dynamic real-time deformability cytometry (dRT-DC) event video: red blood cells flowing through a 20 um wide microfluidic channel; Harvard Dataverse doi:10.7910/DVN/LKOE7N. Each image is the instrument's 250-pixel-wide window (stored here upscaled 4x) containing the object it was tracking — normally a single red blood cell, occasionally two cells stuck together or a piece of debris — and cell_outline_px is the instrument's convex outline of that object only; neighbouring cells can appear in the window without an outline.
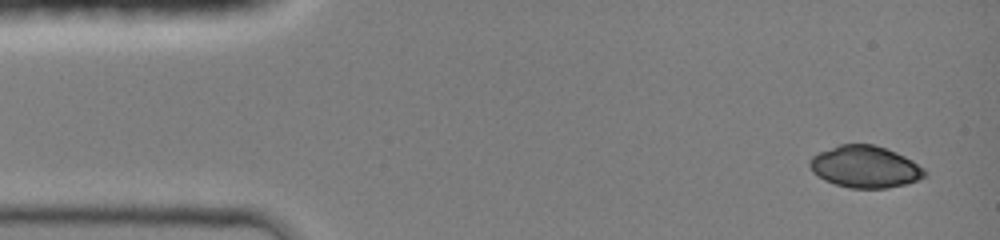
{"species": "common noctule bat (a hibernating species)", "species_latin": "Nyctalus noctula", "temperature_condition": "room temperature", "stored_images_in_passage": 5, "camera_frame_rate_fps": 3000, "um_per_image_px": 0.085, "animal": {"sex": "female", "body_mass_g": 19.0, "forearm_length_mm": 51.5}, "frame": {"image": 1, "passage_image": 1, "time_ms": 0.0, "image_size_px": [1000, 240], "cell_outline_px": [[928, 172], [924, 176], [916, 180], [904, 184], [888, 188], [848, 188], [824, 180], [816, 176], [812, 172], [808, 164], [812, 156], [820, 152], [840, 144], [872, 144], [896, 152], [912, 160], [924, 168]], "centroid_in_image_um": [73.51, 14.18], "position_along_channel_um": 11.5, "area_um2": 27.98}}
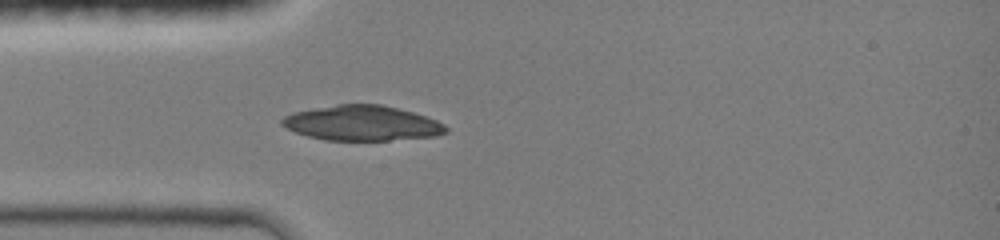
{"frame": {"image": 2, "passage_image": 5, "time_ms": 3.333, "image_size_px": [1000, 240], "cell_outline_px": [[448, 132], [436, 136], [388, 140], [324, 140], [308, 136], [296, 132], [280, 124], [280, 120], [284, 116], [292, 112], [336, 104], [380, 104], [412, 112], [436, 120], [444, 124], [448, 128]], "centroid_in_image_um": [30.76, 10.46], "position_along_channel_um": 54.2, "area_um2": 33.41}}